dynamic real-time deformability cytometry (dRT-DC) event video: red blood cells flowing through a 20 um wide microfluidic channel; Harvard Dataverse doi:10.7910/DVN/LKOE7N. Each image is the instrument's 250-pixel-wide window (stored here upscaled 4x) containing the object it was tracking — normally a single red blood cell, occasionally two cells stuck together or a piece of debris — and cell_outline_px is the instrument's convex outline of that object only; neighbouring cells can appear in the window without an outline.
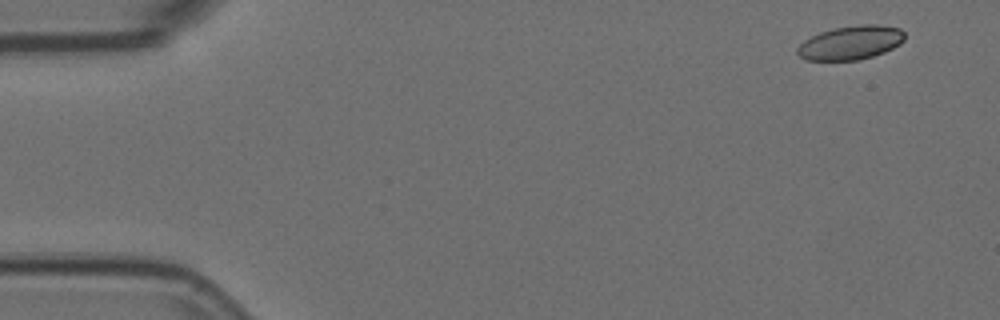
{"species": "Egyptian fruit bat (a non-hibernating species)", "species_latin": "Rousettus aegyptiacus", "temperature_condition": "room temperature", "stored_images_in_passage": 4, "camera_frame_rate_fps": 3000, "um_per_image_px": 0.085, "animal": {"sex": "female"}, "frame": {"image": 1, "passage_image": 1, "time_ms": 0.0, "image_size_px": [1000, 320], "cell_outline_px": [[904, 40], [900, 44], [884, 52], [860, 60], [808, 60], [800, 56], [796, 52], [796, 48], [804, 40], [820, 32], [832, 28], [860, 24], [880, 24], [900, 28], [904, 32]], "centroid_in_image_um": [72.32, 3.61], "position_along_channel_um": 12.7, "area_um2": 21.27}}